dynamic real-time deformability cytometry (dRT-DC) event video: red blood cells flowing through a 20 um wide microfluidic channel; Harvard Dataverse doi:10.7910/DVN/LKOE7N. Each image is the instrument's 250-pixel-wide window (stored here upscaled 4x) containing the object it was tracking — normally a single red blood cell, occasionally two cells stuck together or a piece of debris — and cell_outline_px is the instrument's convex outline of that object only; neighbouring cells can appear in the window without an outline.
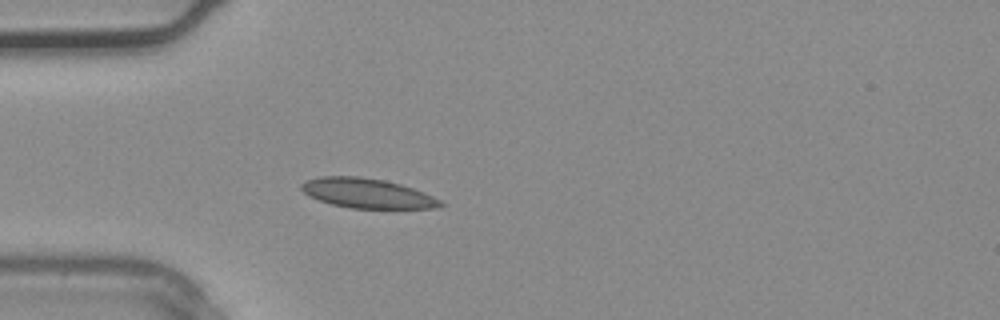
{"species": "common noctule bat (a hibernating species)", "species_latin": "Nyctalus noctula", "temperature_condition": "warm", "stored_images_in_passage": 1, "camera_frame_rate_fps": 3000, "um_per_image_px": 0.085, "animal": {"sex": "male", "body_mass_g": 20.4}, "frame": {"image": 1, "passage_image": 1, "time_ms": 0.0, "image_size_px": [1000, 320], "cell_outline_px": [[448, 204], [440, 208], [348, 208], [332, 204], [320, 200], [304, 192], [300, 188], [300, 184], [308, 180], [320, 176], [360, 176], [384, 180], [400, 184], [412, 188], [432, 196]], "centroid_in_image_um": [31.24, 16.43], "position_along_channel_um": 53.8, "area_um2": 23.93}}